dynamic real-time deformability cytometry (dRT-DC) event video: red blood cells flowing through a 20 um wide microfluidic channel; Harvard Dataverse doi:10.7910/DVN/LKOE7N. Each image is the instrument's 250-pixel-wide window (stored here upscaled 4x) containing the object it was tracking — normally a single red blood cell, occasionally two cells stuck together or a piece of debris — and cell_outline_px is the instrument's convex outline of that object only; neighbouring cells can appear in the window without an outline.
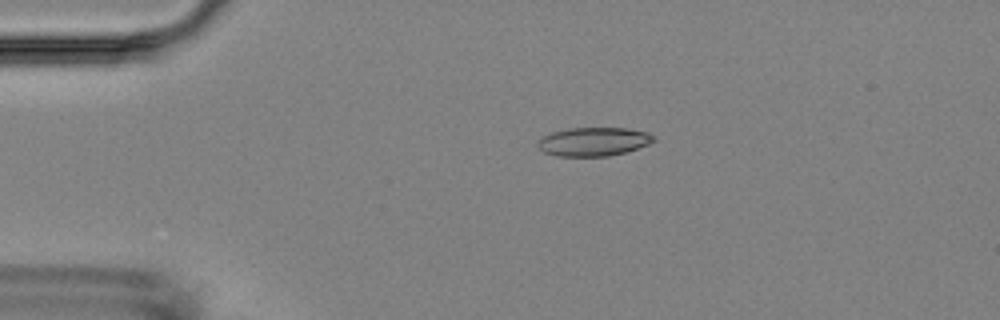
{"species": "Egyptian fruit bat (a non-hibernating species)", "species_latin": "Rousettus aegyptiacus", "temperature_condition": "room temperature", "stored_images_in_passage": 4, "camera_frame_rate_fps": 3000, "um_per_image_px": 0.085, "animal": {"sex": "female"}, "frame": {"image": 1, "passage_image": 1, "time_ms": 0.0, "image_size_px": [1000, 320], "cell_outline_px": [[656, 140], [648, 144], [624, 152], [608, 156], [556, 156], [544, 152], [536, 144], [536, 140], [540, 136], [552, 132], [568, 128], [628, 128], [648, 132], [656, 136]], "centroid_in_image_um": [50.42, 12.03], "position_along_channel_um": 34.6, "area_um2": 19.54}}
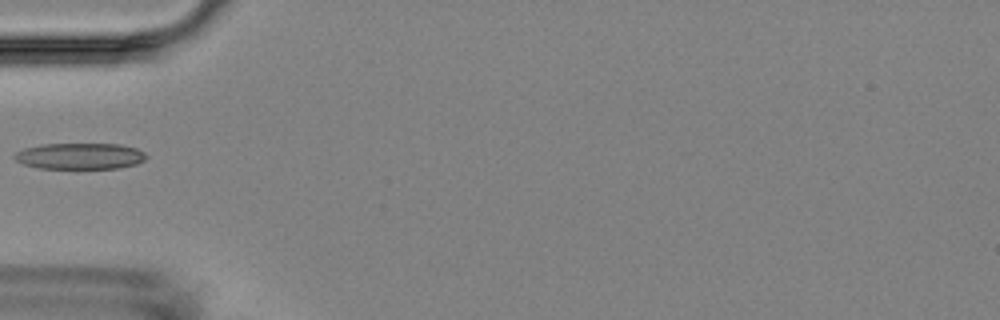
{"frame": {"image": 2, "passage_image": 3, "time_ms": 2.333, "image_size_px": [1000, 320], "cell_outline_px": [[148, 156], [144, 160], [136, 164], [120, 168], [36, 168], [24, 164], [16, 160], [12, 156], [16, 152], [24, 148], [40, 144], [120, 144], [136, 148], [144, 152]], "centroid_in_image_um": [6.79, 13.26], "position_along_channel_um": 78.2, "area_um2": 20.17}}